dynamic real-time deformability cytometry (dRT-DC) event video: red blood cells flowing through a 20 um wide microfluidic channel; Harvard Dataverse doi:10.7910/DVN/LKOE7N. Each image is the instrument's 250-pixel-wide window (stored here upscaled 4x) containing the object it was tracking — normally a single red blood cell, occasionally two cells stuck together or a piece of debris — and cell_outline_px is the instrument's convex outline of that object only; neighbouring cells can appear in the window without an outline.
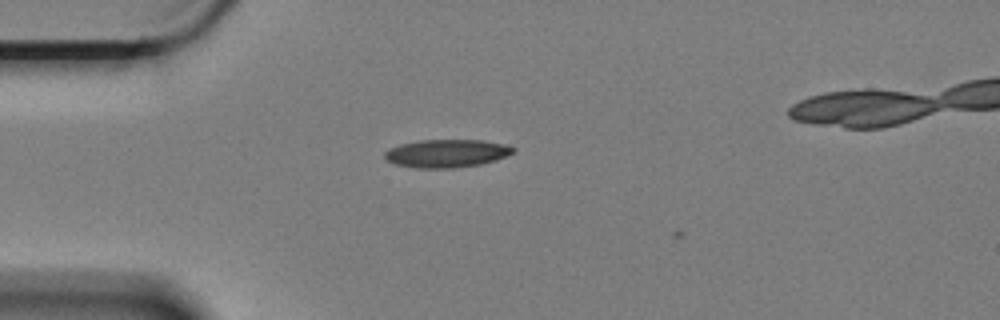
{"species": "Egyptian fruit bat (a non-hibernating species)", "species_latin": "Rousettus aegyptiacus", "temperature_condition": "cold", "stored_images_in_passage": 2, "camera_frame_rate_fps": 3000, "um_per_image_px": 0.085, "animal": {"sex": "female"}, "frame": {"image": 1, "passage_image": 1, "time_ms": 0.0, "image_size_px": [1000, 320], "cell_outline_px": [[516, 152], [496, 160], [480, 164], [452, 168], [416, 168], [396, 164], [384, 160], [384, 152], [400, 144], [420, 140], [480, 140], [504, 144], [516, 148]], "centroid_in_image_um": [37.97, 13.04], "position_along_channel_um": 47.0, "area_um2": 20.98}}